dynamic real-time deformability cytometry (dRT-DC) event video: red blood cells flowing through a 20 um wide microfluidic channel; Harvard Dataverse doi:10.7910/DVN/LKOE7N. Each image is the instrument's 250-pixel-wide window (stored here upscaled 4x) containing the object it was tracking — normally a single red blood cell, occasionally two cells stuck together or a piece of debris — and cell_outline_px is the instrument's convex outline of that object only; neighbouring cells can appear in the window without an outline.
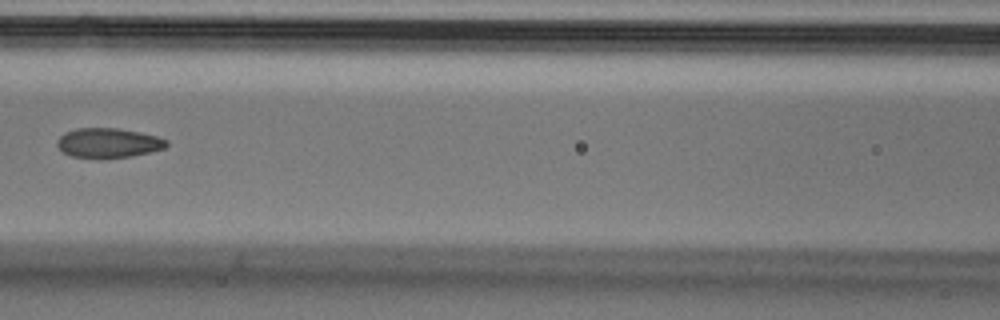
{"species": "Egyptian fruit bat (a non-hibernating species)", "species_latin": "Rousettus aegyptiacus", "temperature_condition": "cold", "stored_images_in_passage": 7, "camera_frame_rate_fps": 3000, "um_per_image_px": 0.085, "animal": {"sex": "male"}, "frame": {"image": 1, "passage_image": 7, "time_ms": 2.0, "image_size_px": [1000, 320], "cell_outline_px": [[168, 144], [164, 148], [132, 156], [100, 160], [72, 156], [64, 152], [56, 144], [56, 140], [64, 132], [76, 128], [116, 128], [140, 132], [156, 136], [168, 140]], "centroid_in_image_um": [9.18, 12.16], "position_along_channel_um": 157.4, "area_um2": 19.19}}